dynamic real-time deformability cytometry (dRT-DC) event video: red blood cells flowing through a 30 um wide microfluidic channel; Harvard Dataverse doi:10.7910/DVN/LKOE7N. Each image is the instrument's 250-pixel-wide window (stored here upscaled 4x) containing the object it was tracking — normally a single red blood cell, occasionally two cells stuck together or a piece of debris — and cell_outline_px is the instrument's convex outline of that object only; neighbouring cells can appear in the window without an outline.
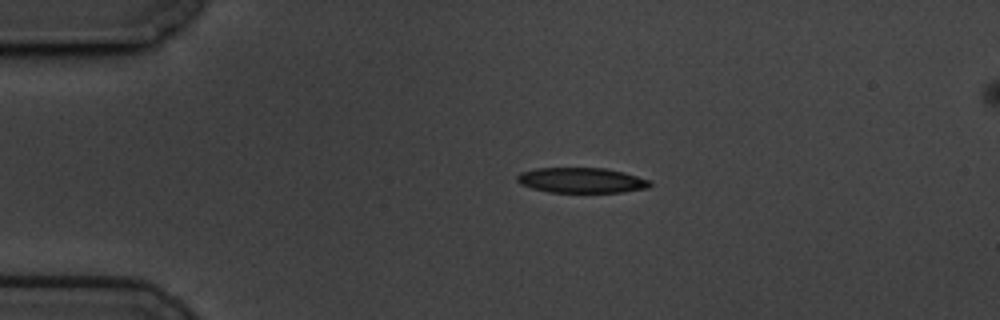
{"species": "common noctule bat (a hibernating species)", "species_latin": "Nyctalus noctula", "temperature_condition": "cold", "stored_images_in_passage": 47, "camera_frame_rate_fps": 3000, "um_per_image_px": 0.085, "animal": {"sex": "male", "body_mass_g": 19.5, "forearm_length_mm": 54.6}, "frame": {"image": 1, "passage_image": 1, "time_ms": 0.0, "image_size_px": [1000, 320], "cell_outline_px": [[652, 184], [648, 188], [620, 192], [548, 192], [532, 188], [520, 184], [516, 180], [516, 176], [520, 172], [536, 168], [604, 168], [624, 172], [648, 180]], "centroid_in_image_um": [49.38, 15.32], "position_along_channel_um": 35.6, "area_um2": 19.48}}
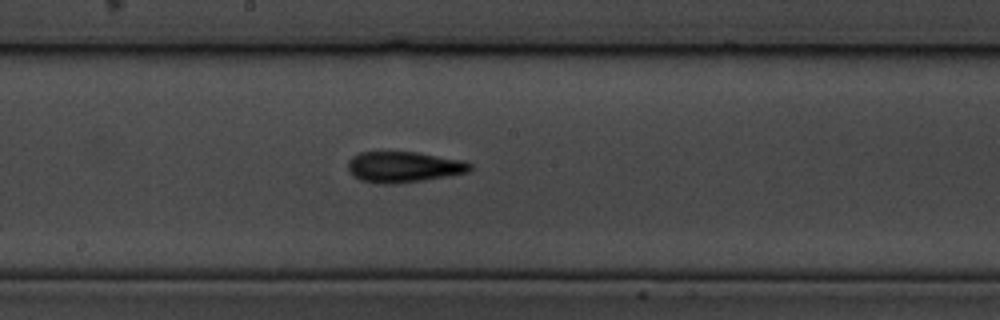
{"frame": {"image": 2, "passage_image": 20, "time_ms": 6.333, "image_size_px": [1000, 320], "cell_outline_px": [[472, 168], [468, 172], [448, 176], [396, 184], [380, 184], [360, 180], [352, 176], [348, 168], [348, 160], [352, 156], [360, 152], [416, 152], [464, 160], [472, 164]], "centroid_in_image_um": [34.3, 14.19], "position_along_channel_um": 213.9, "area_um2": 22.08}}
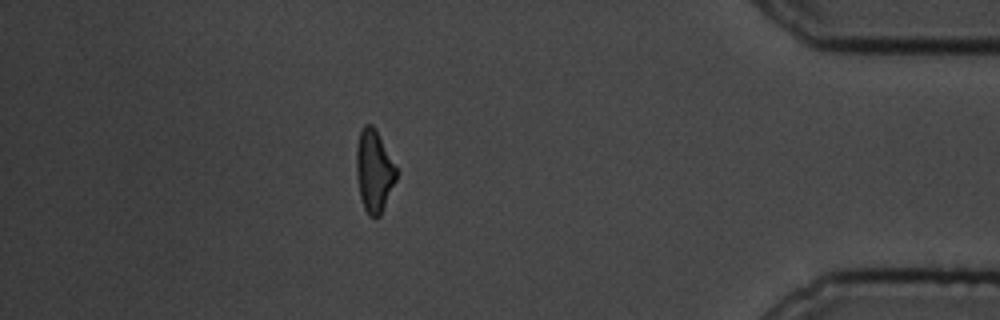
{"frame": {"image": 3, "passage_image": 40, "time_ms": 13.0, "image_size_px": [1000, 320], "cell_outline_px": [[396, 180], [380, 216], [368, 216], [364, 208], [360, 196], [356, 176], [356, 148], [360, 132], [364, 124], [372, 124], [376, 128], [396, 168]], "centroid_in_image_um": [31.77, 14.52], "position_along_channel_um": 403.4, "area_um2": 19.02}, "authors_computed_cell_mechanics": {"area_um2": 20.4612, "velocity_mm_per_s": 3.4456, "shape_relaxation_time_tau1_ms": 4.7943, "shape_relaxation_time_tau2_ms": 5.6144, "deformation_change_tau1": 0.1661, "deformation_change_tau2": 0.1293}}